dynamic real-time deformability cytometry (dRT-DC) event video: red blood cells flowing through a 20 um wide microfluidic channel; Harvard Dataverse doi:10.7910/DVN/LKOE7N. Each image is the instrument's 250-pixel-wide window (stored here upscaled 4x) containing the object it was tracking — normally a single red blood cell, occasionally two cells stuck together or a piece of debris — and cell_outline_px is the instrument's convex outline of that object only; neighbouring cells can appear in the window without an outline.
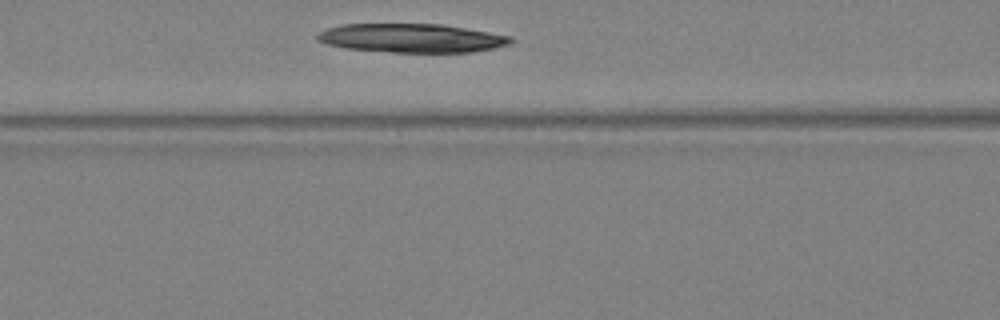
{"species": "Egyptian fruit bat (a non-hibernating species)", "species_latin": "Rousettus aegyptiacus", "temperature_condition": "warm", "stored_images_in_passage": 23, "camera_frame_rate_fps": 3000, "um_per_image_px": 0.085, "animal": {"sex": "female"}, "frame": {"image": 1, "passage_image": 7, "time_ms": 2.0, "image_size_px": [1000, 320], "cell_outline_px": [[512, 40], [508, 44], [496, 48], [472, 52], [392, 52], [344, 48], [324, 44], [316, 40], [316, 36], [320, 32], [328, 28], [340, 24], [444, 24], [512, 36]], "centroid_in_image_um": [34.97, 3.24], "position_along_channel_um": 131.6, "area_um2": 32.6}}
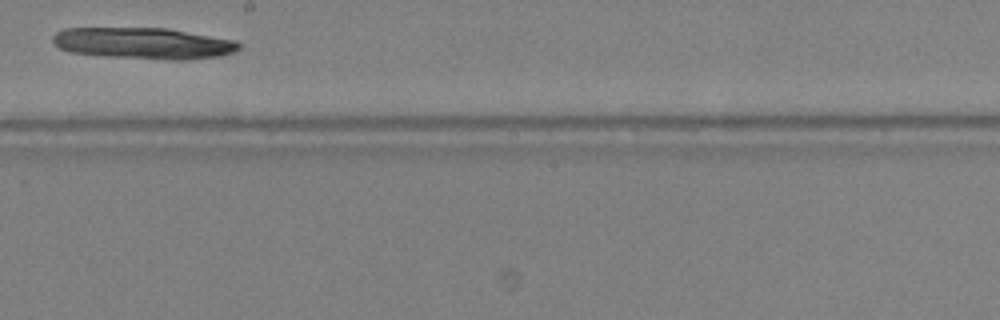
{"frame": {"image": 2, "passage_image": 13, "time_ms": 4.0, "image_size_px": [1000, 320], "cell_outline_px": [[244, 44], [236, 52], [220, 56], [184, 60], [172, 60], [104, 56], [68, 52], [60, 48], [52, 40], [52, 36], [56, 32], [64, 28], [168, 28], [236, 40]], "centroid_in_image_um": [12.24, 3.68], "position_along_channel_um": 236.0, "area_um2": 34.39}}
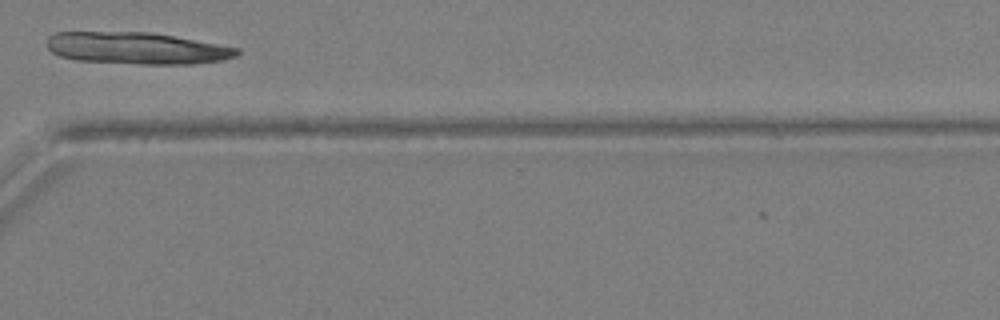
{"frame": {"image": 3, "passage_image": 20, "time_ms": 6.333, "image_size_px": [1000, 320], "cell_outline_px": [[240, 52], [236, 56], [224, 60], [192, 64], [140, 64], [76, 60], [60, 56], [52, 52], [48, 48], [48, 36], [56, 32], [152, 32], [240, 48]], "centroid_in_image_um": [11.65, 4.1], "position_along_channel_um": 359.0, "area_um2": 35.32}}